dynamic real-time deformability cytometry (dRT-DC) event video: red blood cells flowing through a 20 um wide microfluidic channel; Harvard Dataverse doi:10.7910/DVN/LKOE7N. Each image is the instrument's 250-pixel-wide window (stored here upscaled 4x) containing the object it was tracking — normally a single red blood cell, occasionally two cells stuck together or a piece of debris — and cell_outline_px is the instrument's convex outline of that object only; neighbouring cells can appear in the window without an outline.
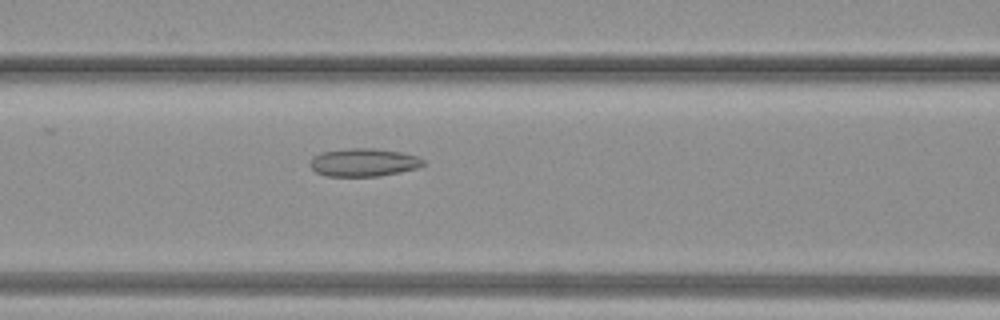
{"species": "common noctule bat (a hibernating species)", "species_latin": "Nyctalus noctula", "temperature_condition": "warm", "stored_images_in_passage": 10, "camera_frame_rate_fps": 3000, "um_per_image_px": 0.085, "animal": {"sex": "female", "body_mass_g": 19.3, "forearm_length_mm": 54.1}, "frame": {"image": 1, "passage_image": 9, "time_ms": 2.667, "image_size_px": [1000, 320], "cell_outline_px": [[424, 164], [416, 168], [400, 172], [380, 176], [324, 176], [316, 172], [312, 168], [312, 160], [320, 152], [348, 148], [376, 148], [400, 152], [416, 156], [424, 160]], "centroid_in_image_um": [30.92, 13.8], "position_along_channel_um": 135.7, "area_um2": 18.32}}